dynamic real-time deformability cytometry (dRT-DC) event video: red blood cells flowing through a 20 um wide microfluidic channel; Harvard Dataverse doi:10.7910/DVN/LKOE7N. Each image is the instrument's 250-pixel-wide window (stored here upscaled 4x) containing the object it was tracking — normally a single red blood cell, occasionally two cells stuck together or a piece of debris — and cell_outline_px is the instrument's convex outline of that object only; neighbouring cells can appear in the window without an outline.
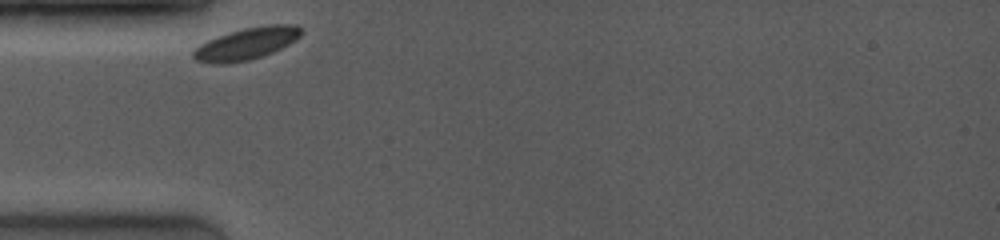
{"species": "common noctule bat (a hibernating species)", "species_latin": "Nyctalus noctula", "temperature_condition": "room temperature", "stored_images_in_passage": 22, "camera_frame_rate_fps": 4000, "um_per_image_px": 0.085, "animal": {"sex": "female", "body_mass_g": 19.0, "forearm_length_mm": 53.3}, "frame": {"image": 1, "passage_image": 1, "time_ms": 0.0, "image_size_px": [1000, 240], "cell_outline_px": [[304, 32], [300, 36], [288, 44], [272, 52], [248, 60], [228, 64], [216, 64], [196, 60], [192, 56], [192, 52], [200, 44], [216, 36], [228, 32], [244, 28], [268, 24], [296, 24]], "centroid_in_image_um": [20.94, 3.7], "position_along_channel_um": 64.1, "area_um2": 20.06}}
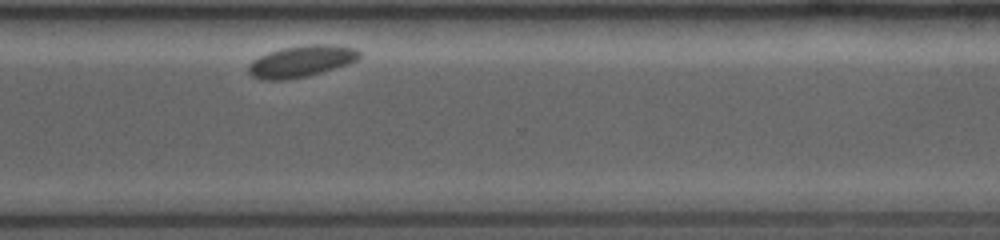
{"frame": {"image": 2, "passage_image": 22, "time_ms": 8.0, "image_size_px": [1000, 240], "cell_outline_px": [[360, 56], [356, 60], [348, 64], [308, 76], [284, 80], [264, 80], [252, 76], [248, 72], [248, 64], [252, 60], [268, 52], [284, 48], [308, 44], [332, 44], [356, 48], [360, 52]], "centroid_in_image_um": [25.61, 5.21], "position_along_channel_um": 345.0, "area_um2": 20.4}}